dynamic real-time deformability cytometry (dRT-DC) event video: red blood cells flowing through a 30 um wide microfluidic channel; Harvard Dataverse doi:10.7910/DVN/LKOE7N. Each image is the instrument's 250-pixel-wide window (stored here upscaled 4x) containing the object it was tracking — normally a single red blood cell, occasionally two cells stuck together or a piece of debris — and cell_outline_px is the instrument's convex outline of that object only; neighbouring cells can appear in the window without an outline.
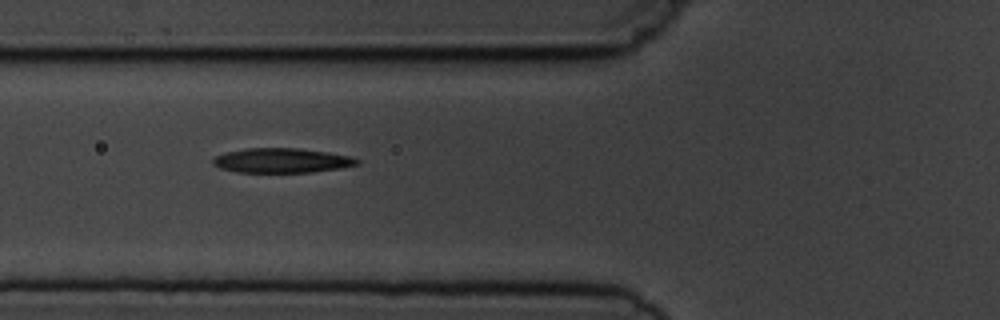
{"species": "common noctule bat (a hibernating species)", "species_latin": "Nyctalus noctula", "temperature_condition": "cold", "stored_images_in_passage": 7, "camera_frame_rate_fps": 3000, "um_per_image_px": 0.085, "animal": {"sex": "male", "body_mass_g": 19.5, "forearm_length_mm": 54.6}, "frame": {"image": 1, "passage_image": 4, "time_ms": 3.333, "image_size_px": [1000, 320], "cell_outline_px": [[360, 164], [340, 168], [312, 172], [236, 172], [220, 168], [212, 164], [212, 160], [216, 156], [224, 152], [244, 148], [300, 148], [328, 152], [352, 156], [360, 160]], "centroid_in_image_um": [23.95, 13.63], "position_along_channel_um": 101.8, "area_um2": 20.87}}
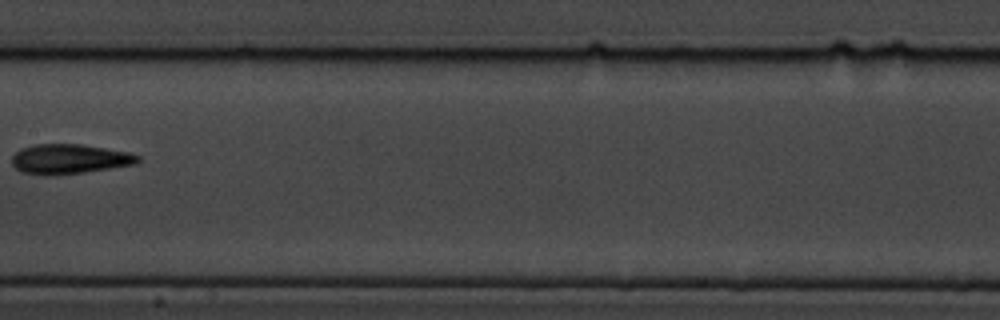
{"frame": {"image": 2, "passage_image": 6, "time_ms": 6.0, "image_size_px": [1000, 320], "cell_outline_px": [[140, 160], [136, 164], [52, 176], [20, 172], [12, 164], [12, 156], [20, 148], [36, 144], [80, 144], [128, 152], [140, 156]], "centroid_in_image_um": [5.86, 13.51], "position_along_channel_um": 201.5, "area_um2": 21.68}}
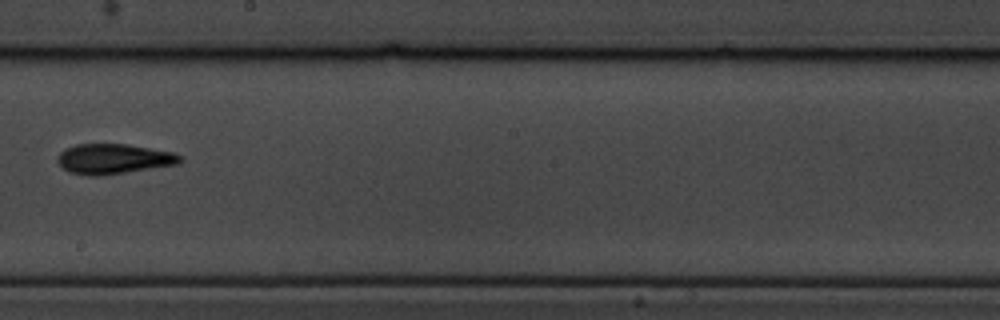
{"frame": {"image": 3, "passage_image": 7, "time_ms": 7.0, "image_size_px": [1000, 320], "cell_outline_px": [[184, 160], [180, 164], [100, 176], [88, 176], [68, 172], [56, 160], [56, 156], [64, 148], [76, 144], [128, 144], [176, 152], [184, 156]], "centroid_in_image_um": [9.7, 13.5], "position_along_channel_um": 238.5, "area_um2": 21.96}}